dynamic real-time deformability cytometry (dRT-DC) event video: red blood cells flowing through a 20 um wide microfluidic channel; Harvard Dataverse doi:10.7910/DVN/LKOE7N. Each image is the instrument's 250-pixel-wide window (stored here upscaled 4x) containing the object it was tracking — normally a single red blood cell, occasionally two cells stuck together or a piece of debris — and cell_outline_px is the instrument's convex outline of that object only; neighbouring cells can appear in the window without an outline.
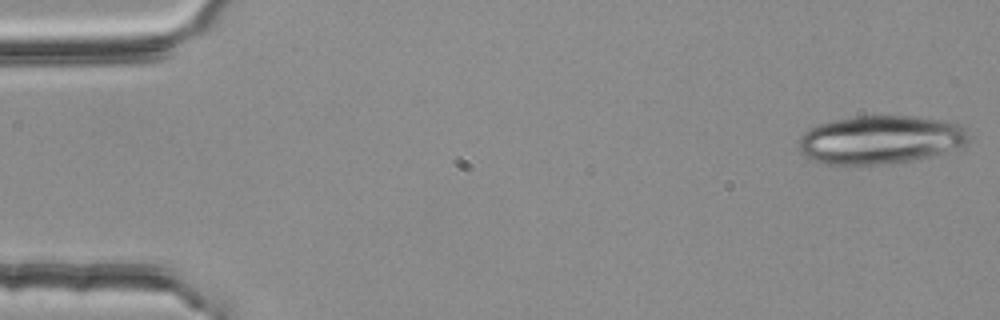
{"species": "common noctule bat (a hibernating species)", "species_latin": "Nyctalus noctula", "temperature_condition": "room temperature", "stored_images_in_passage": 20, "camera_frame_rate_fps": 3000, "um_per_image_px": 0.085, "animal": {"sex": "female", "body_mass_g": 25.1}, "frame": {"image": 1, "passage_image": 1, "time_ms": 0.0, "image_size_px": [1000, 320], "cell_outline_px": [[968, 140], [964, 144], [928, 156], [908, 160], [884, 164], [828, 164], [816, 160], [800, 152], [800, 136], [804, 132], [820, 124], [832, 120], [852, 116], [912, 116], [944, 120], [960, 124], [964, 128], [968, 136]], "centroid_in_image_um": [74.81, 11.85], "position_along_channel_um": 10.2, "area_um2": 47.05}}